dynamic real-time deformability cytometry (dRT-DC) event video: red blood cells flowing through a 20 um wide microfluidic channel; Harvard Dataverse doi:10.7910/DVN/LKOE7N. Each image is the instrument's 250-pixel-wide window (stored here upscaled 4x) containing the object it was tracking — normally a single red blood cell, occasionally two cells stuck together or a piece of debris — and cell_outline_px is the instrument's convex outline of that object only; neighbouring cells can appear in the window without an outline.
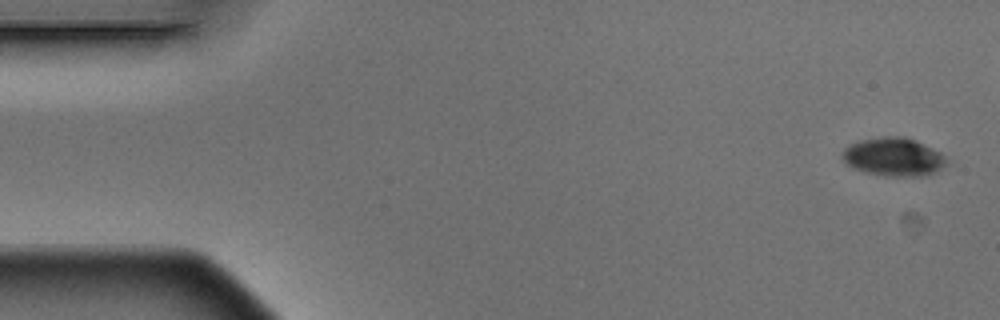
{"species": "Egyptian fruit bat (a non-hibernating species)", "species_latin": "Rousettus aegyptiacus", "temperature_condition": "warm", "stored_images_in_passage": 6, "camera_frame_rate_fps": 3000, "um_per_image_px": 0.085, "animal": {"sex": "male"}, "frame": {"image": 1, "passage_image": 1, "time_ms": 0.0, "image_size_px": [1000, 320], "cell_outline_px": [[948, 164], [924, 176], [884, 176], [868, 172], [856, 168], [848, 164], [844, 160], [844, 148], [860, 140], [884, 136], [904, 136], [916, 140], [940, 152], [944, 156]], "centroid_in_image_um": [75.99, 13.32], "position_along_channel_um": 9.0, "area_um2": 22.89}}
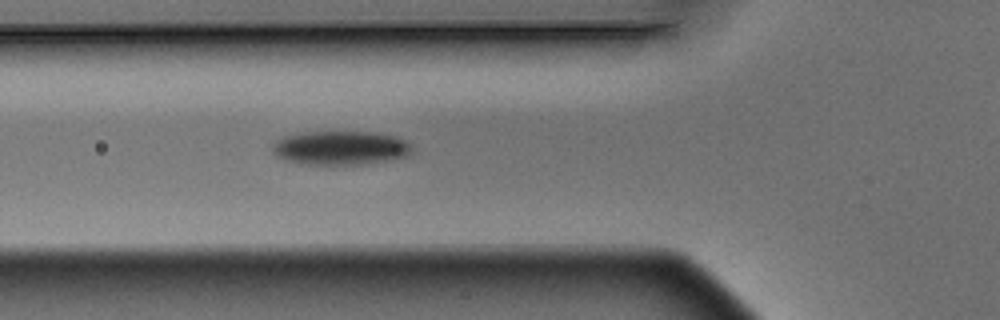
{"frame": {"image": 2, "passage_image": 6, "time_ms": 1.667, "image_size_px": [1000, 320], "cell_outline_px": [[412, 152], [408, 156], [388, 160], [364, 164], [312, 164], [284, 160], [276, 156], [272, 152], [272, 144], [276, 140], [284, 136], [296, 132], [376, 132], [396, 136], [412, 144]], "centroid_in_image_um": [28.94, 12.56], "position_along_channel_um": 96.9, "area_um2": 27.8}}